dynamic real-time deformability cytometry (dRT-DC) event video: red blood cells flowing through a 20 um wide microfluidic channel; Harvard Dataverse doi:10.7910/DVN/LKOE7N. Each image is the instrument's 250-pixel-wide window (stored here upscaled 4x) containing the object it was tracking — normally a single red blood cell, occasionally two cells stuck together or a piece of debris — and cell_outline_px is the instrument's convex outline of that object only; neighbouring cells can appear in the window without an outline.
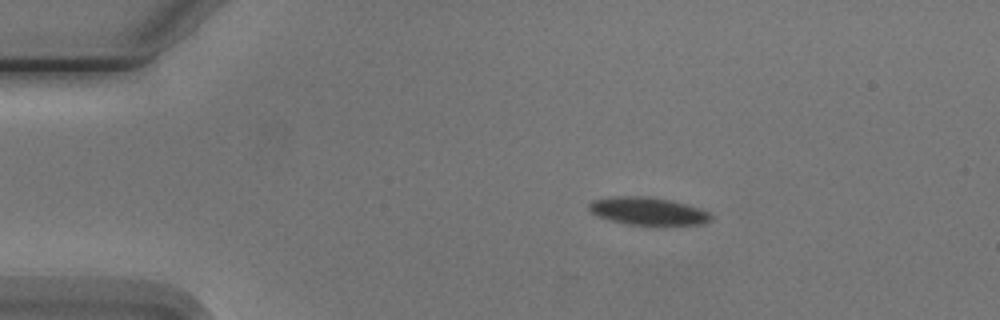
{"species": "Egyptian fruit bat (a non-hibernating species)", "species_latin": "Rousettus aegyptiacus", "temperature_condition": "cold", "stored_images_in_passage": 4, "camera_frame_rate_fps": 3000, "um_per_image_px": 0.085, "animal": {"sex": "male"}, "frame": {"image": 1, "passage_image": 1, "time_ms": 0.0, "image_size_px": [1000, 320], "cell_outline_px": [[712, 220], [704, 224], [628, 224], [612, 220], [600, 216], [592, 212], [588, 208], [588, 204], [592, 200], [612, 196], [648, 196], [668, 200], [700, 208], [708, 212], [712, 216]], "centroid_in_image_um": [55.07, 17.93], "position_along_channel_um": 29.9, "area_um2": 19.31}}
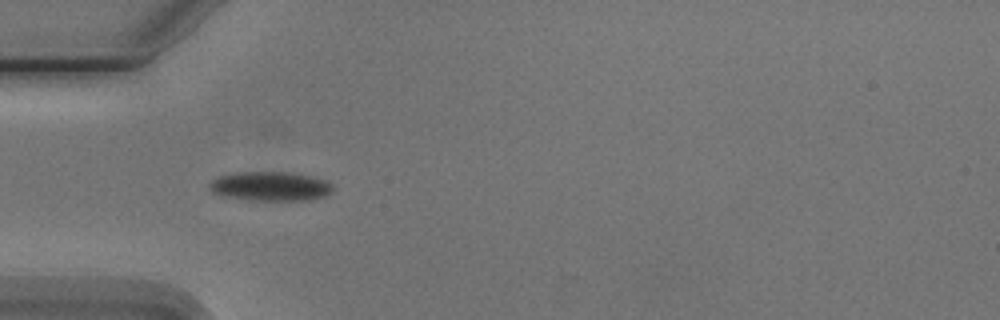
{"frame": {"image": 2, "passage_image": 3, "time_ms": 2.333, "image_size_px": [1000, 320], "cell_outline_px": [[332, 188], [328, 196], [308, 200], [248, 200], [224, 196], [212, 192], [208, 184], [212, 180], [220, 176], [236, 172], [284, 172], [312, 176], [324, 180], [332, 184]], "centroid_in_image_um": [22.98, 15.84], "position_along_channel_um": 62.0, "area_um2": 20.98}}
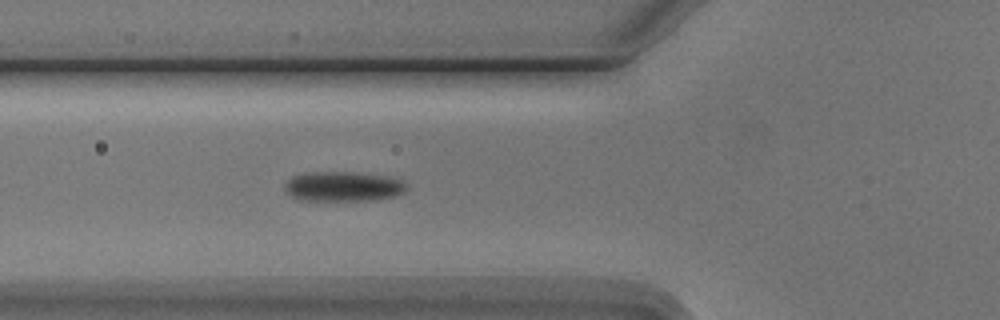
{"frame": {"image": 3, "passage_image": 4, "time_ms": 3.333, "image_size_px": [1000, 320], "cell_outline_px": [[408, 188], [404, 192], [396, 196], [380, 200], [296, 200], [284, 188], [284, 184], [292, 176], [312, 172], [356, 172], [404, 180], [408, 184]], "centroid_in_image_um": [29.21, 15.86], "position_along_channel_um": 96.6, "area_um2": 21.27}}